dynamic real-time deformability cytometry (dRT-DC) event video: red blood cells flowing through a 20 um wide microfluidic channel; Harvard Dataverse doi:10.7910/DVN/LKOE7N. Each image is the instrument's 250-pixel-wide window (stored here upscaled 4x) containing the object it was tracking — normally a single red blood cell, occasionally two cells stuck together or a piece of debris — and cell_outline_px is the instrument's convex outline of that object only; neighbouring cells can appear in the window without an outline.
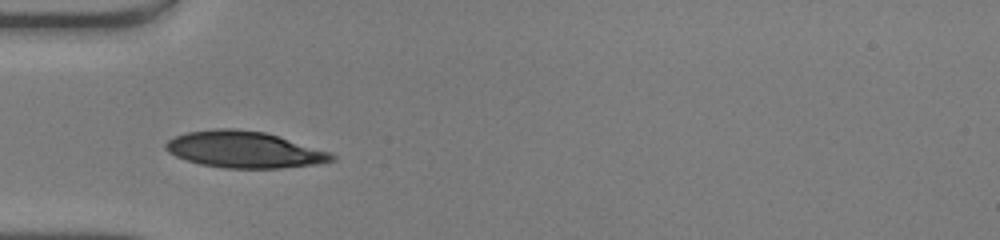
{"species": "human", "species_latin": "Homo sapiens", "temperature_condition": "warm", "stored_images_in_passage": 34, "camera_frame_rate_fps": 3000, "um_per_image_px": 0.085, "donor": {"sex": "male"}, "frame": {"image": 1, "passage_image": 1, "time_ms": 0.0, "image_size_px": [1000, 240], "cell_outline_px": [[336, 160], [316, 164], [280, 168], [224, 168], [200, 164], [176, 156], [168, 152], [164, 148], [164, 144], [168, 140], [176, 136], [188, 132], [212, 128], [232, 128], [264, 132], [332, 152], [336, 156]], "centroid_in_image_um": [20.77, 12.71], "position_along_channel_um": 64.2, "area_um2": 35.32}}
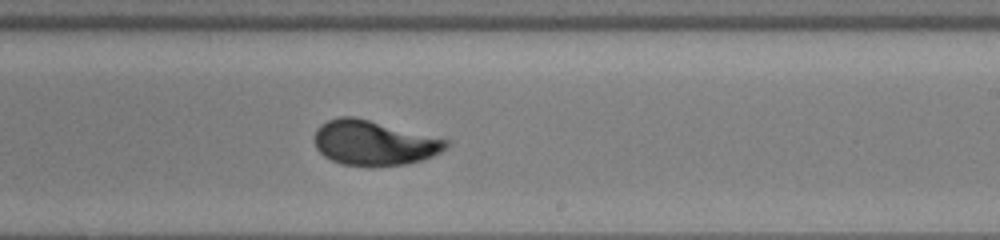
{"frame": {"image": 2, "passage_image": 15, "time_ms": 4.667, "image_size_px": [1000, 240], "cell_outline_px": [[448, 148], [424, 160], [404, 164], [344, 164], [332, 160], [324, 156], [316, 148], [312, 140], [316, 128], [320, 124], [328, 120], [340, 116], [352, 116], [448, 140]], "centroid_in_image_um": [31.73, 12.12], "position_along_channel_um": 257.3, "area_um2": 33.7}}
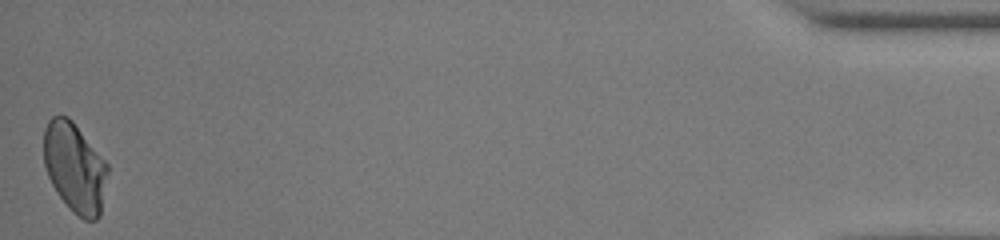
{"frame": {"image": 3, "passage_image": 34, "time_ms": 11.0, "image_size_px": [1000, 240], "cell_outline_px": [[108, 172], [100, 216], [96, 220], [84, 220], [56, 192], [48, 176], [44, 164], [44, 128], [48, 120], [52, 116], [68, 116], [72, 120], [108, 164]], "centroid_in_image_um": [6.35, 14.21], "position_along_channel_um": 428.8, "area_um2": 33.06}, "authors_computed_cell_mechanics": {"area_um2": 34.0731, "velocity_mm_per_s": 4.1762, "shape_relaxation_time_tau1_ms": 5.5676, "shape_relaxation_time_tau2_ms": null, "deformation_change_tau1": 0.2298, "deformation_change_tau2": null}}